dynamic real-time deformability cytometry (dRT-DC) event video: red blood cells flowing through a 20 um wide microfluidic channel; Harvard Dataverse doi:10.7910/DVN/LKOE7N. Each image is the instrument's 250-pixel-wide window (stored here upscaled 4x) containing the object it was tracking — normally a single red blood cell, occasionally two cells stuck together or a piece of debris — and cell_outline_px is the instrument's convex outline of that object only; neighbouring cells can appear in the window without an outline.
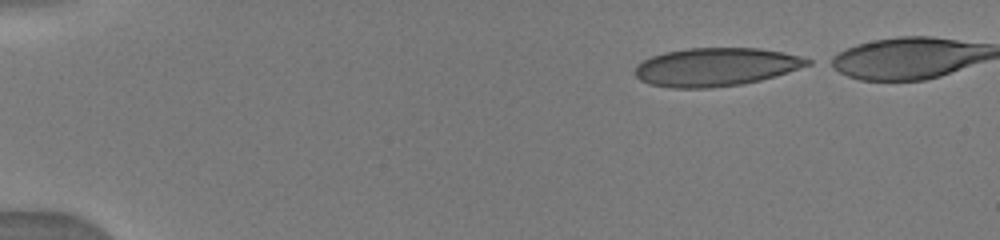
{"species": "human", "species_latin": "Homo sapiens", "temperature_condition": "warm", "stored_images_in_passage": 19, "camera_frame_rate_fps": 3000, "um_per_image_px": 0.085, "donor": {"sex": "male"}, "frame": {"image": 1, "passage_image": 1, "time_ms": 0.0, "image_size_px": [1000, 240], "cell_outline_px": [[812, 64], [760, 80], [740, 84], [708, 88], [672, 88], [648, 84], [640, 80], [636, 76], [636, 68], [644, 60], [652, 56], [664, 52], [688, 48], [760, 48], [780, 52], [812, 60]], "centroid_in_image_um": [60.81, 5.69], "position_along_channel_um": 24.2, "area_um2": 38.03}}